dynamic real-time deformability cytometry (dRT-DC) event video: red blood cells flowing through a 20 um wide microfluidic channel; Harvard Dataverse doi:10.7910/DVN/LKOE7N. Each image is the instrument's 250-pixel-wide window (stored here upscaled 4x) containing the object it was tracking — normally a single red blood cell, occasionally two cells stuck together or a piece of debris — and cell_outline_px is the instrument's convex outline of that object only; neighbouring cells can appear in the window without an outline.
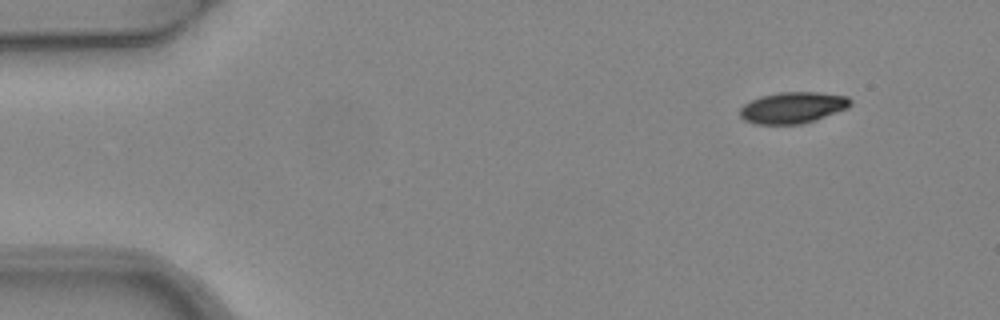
{"species": "common noctule bat (a hibernating species)", "species_latin": "Nyctalus noctula", "temperature_condition": "warm", "stored_images_in_passage": 4, "camera_frame_rate_fps": 3000, "um_per_image_px": 0.085, "animal": {"sex": "female", "body_mass_g": 24.6, "forearm_length_mm": 56.2}, "frame": {"image": 1, "passage_image": 1, "time_ms": 0.0, "image_size_px": [1000, 320], "cell_outline_px": [[852, 104], [848, 108], [816, 120], [800, 124], [756, 124], [744, 120], [740, 116], [740, 108], [744, 104], [760, 96], [780, 92], [816, 92], [848, 96], [852, 100]], "centroid_in_image_um": [67.41, 9.15], "position_along_channel_um": 17.6, "area_um2": 20.23}}